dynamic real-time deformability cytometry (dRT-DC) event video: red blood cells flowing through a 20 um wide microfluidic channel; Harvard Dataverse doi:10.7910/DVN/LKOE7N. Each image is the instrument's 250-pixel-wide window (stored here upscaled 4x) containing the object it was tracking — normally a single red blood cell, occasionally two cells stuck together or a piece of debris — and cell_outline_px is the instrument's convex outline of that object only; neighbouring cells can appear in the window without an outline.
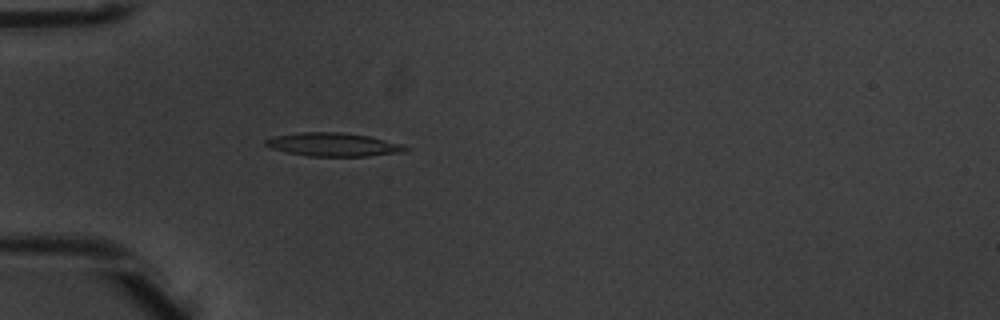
{"species": "common noctule bat (a hibernating species)", "species_latin": "Nyctalus noctula", "temperature_condition": "warm", "stored_images_in_passage": 4, "camera_frame_rate_fps": 3000, "um_per_image_px": 0.085, "animal": {"sex": "male", "body_mass_g": 20.1, "forearm_length_mm": 53.5}, "frame": {"image": 1, "passage_image": 4, "time_ms": 1.0, "image_size_px": [1000, 320], "cell_outline_px": [[412, 148], [404, 152], [368, 156], [308, 156], [288, 152], [272, 148], [264, 144], [264, 140], [272, 136], [300, 132], [340, 132], [368, 136], [404, 144]], "centroid_in_image_um": [28.36, 12.28], "position_along_channel_um": 56.6, "area_um2": 19.19}}